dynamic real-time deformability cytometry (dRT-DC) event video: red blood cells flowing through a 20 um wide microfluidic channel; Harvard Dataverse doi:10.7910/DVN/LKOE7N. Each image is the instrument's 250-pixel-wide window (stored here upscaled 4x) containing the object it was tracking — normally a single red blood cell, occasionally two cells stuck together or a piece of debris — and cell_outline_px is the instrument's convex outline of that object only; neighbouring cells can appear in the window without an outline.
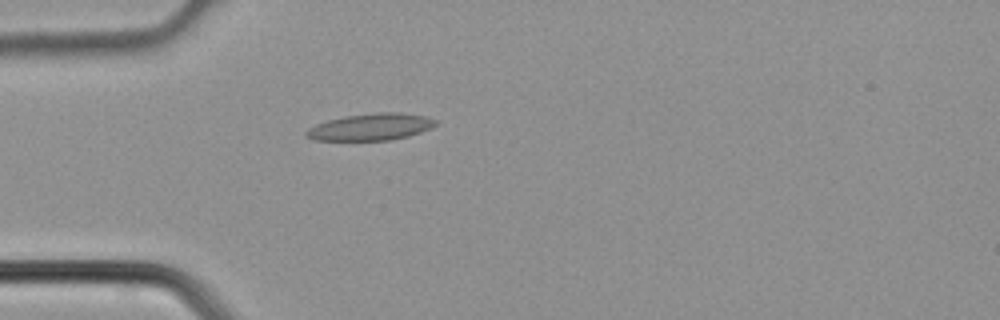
{"species": "common noctule bat (a hibernating species)", "species_latin": "Nyctalus noctula", "temperature_condition": "cold", "stored_images_in_passage": 2, "camera_frame_rate_fps": 3000, "um_per_image_px": 0.085, "animal": {"sex": "male", "body_mass_g": 21.5, "forearm_length_mm": 52.0}, "frame": {"image": 1, "passage_image": 2, "time_ms": 0.333, "image_size_px": [1000, 320], "cell_outline_px": [[436, 124], [432, 128], [408, 136], [388, 140], [312, 140], [304, 136], [304, 132], [308, 128], [316, 124], [328, 120], [344, 116], [376, 112], [400, 112], [424, 116], [436, 120]], "centroid_in_image_um": [31.48, 10.79], "position_along_channel_um": 53.5, "area_um2": 20.29}}